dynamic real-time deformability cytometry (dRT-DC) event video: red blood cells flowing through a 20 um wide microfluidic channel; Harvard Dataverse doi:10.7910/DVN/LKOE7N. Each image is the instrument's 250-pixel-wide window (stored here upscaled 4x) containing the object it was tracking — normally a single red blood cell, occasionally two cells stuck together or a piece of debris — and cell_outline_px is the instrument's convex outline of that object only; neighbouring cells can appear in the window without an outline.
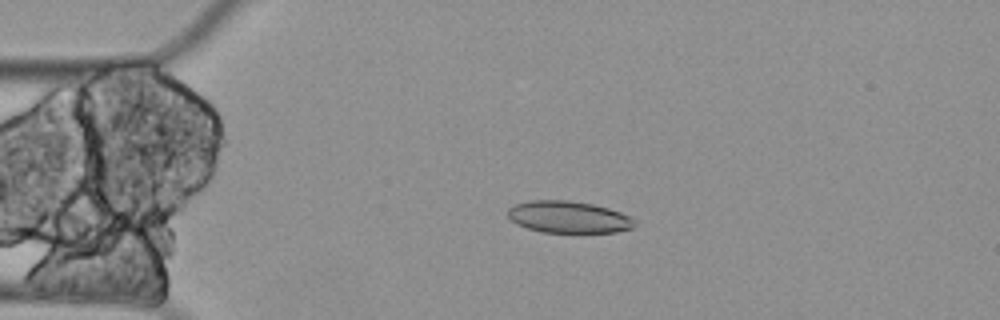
{"species": "Egyptian fruit bat (a non-hibernating species)", "species_latin": "Rousettus aegyptiacus", "temperature_condition": "cold", "stored_images_in_passage": 59, "camera_frame_rate_fps": 3000, "um_per_image_px": 0.085, "animal": {"sex": "female"}, "frame": {"image": 1, "passage_image": 13, "time_ms": 4.0, "image_size_px": [1000, 320], "cell_outline_px": [[636, 224], [632, 228], [616, 232], [544, 232], [528, 228], [516, 224], [508, 216], [508, 208], [516, 204], [528, 200], [568, 200], [592, 204], [608, 208], [620, 212], [636, 220]], "centroid_in_image_um": [48.32, 18.44], "position_along_channel_um": 36.7, "area_um2": 23.47}}
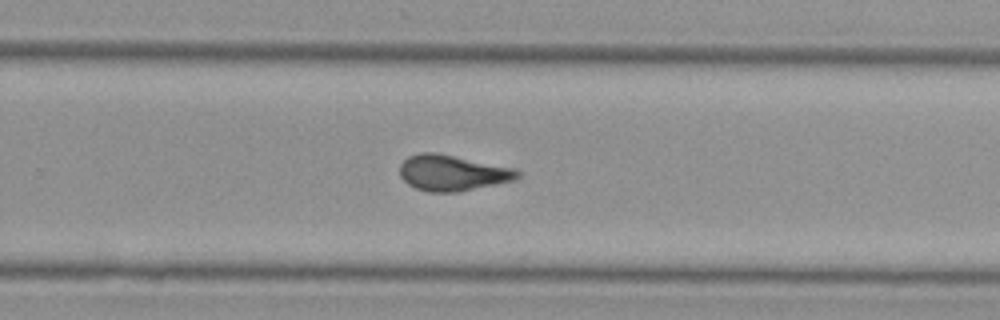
{"frame": {"image": 2, "passage_image": 38, "time_ms": 12.333, "image_size_px": [1000, 320], "cell_outline_px": [[520, 176], [512, 180], [456, 192], [428, 192], [416, 188], [408, 184], [400, 176], [400, 164], [408, 156], [420, 152], [436, 152], [516, 168], [520, 172]], "centroid_in_image_um": [38.42, 14.68], "position_along_channel_um": 291.4, "area_um2": 24.45}}
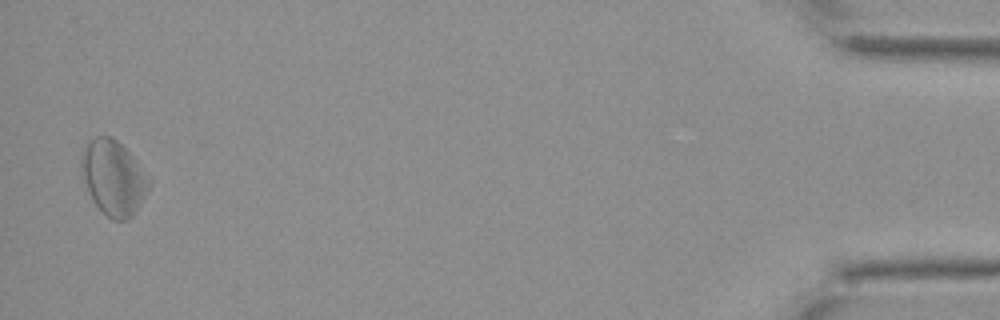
{"frame": {"image": 3, "passage_image": 58, "time_ms": 19.0, "image_size_px": [1000, 320], "cell_outline_px": [[152, 184], [140, 204], [132, 216], [128, 220], [112, 220], [96, 204], [88, 192], [84, 180], [80, 164], [80, 160], [88, 140], [96, 136], [112, 136], [132, 156], [152, 180]], "centroid_in_image_um": [9.65, 15.1], "position_along_channel_um": 425.5, "area_um2": 29.25}, "authors_computed_cell_mechanics": {"area_um2": 24.2182, "velocity_mm_per_s": 3.3103, "shape_relaxation_time_tau1_ms": null, "shape_relaxation_time_tau2_ms": 3.9344, "deformation_change_tau1": null, "deformation_change_tau2": 0.0928}}